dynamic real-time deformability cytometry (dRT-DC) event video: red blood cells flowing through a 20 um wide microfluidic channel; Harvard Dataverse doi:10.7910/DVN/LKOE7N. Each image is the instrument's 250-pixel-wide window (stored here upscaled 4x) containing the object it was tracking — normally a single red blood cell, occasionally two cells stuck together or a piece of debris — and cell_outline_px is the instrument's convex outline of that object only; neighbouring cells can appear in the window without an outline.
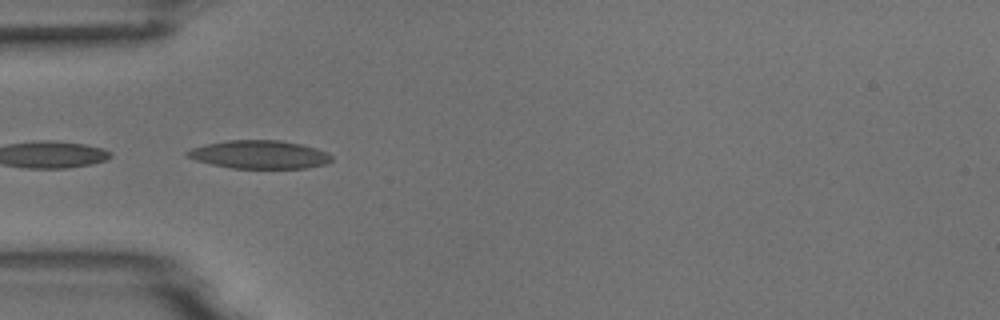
{"species": "common noctule bat (a hibernating species)", "species_latin": "Nyctalus noctula", "temperature_condition": "room temperature", "stored_images_in_passage": 7, "camera_frame_rate_fps": 3000, "um_per_image_px": 0.085, "animal": {"sex": "male", "body_mass_g": 18.8}, "frame": {"image": 1, "passage_image": 5, "time_ms": 4.333, "image_size_px": [1000, 320], "cell_outline_px": [[332, 160], [328, 164], [308, 168], [232, 168], [212, 164], [196, 160], [184, 156], [184, 152], [192, 148], [204, 144], [228, 140], [280, 140], [300, 144], [316, 148], [328, 152], [332, 156]], "centroid_in_image_um": [22.06, 13.13], "position_along_channel_um": 62.9, "area_um2": 23.93}}